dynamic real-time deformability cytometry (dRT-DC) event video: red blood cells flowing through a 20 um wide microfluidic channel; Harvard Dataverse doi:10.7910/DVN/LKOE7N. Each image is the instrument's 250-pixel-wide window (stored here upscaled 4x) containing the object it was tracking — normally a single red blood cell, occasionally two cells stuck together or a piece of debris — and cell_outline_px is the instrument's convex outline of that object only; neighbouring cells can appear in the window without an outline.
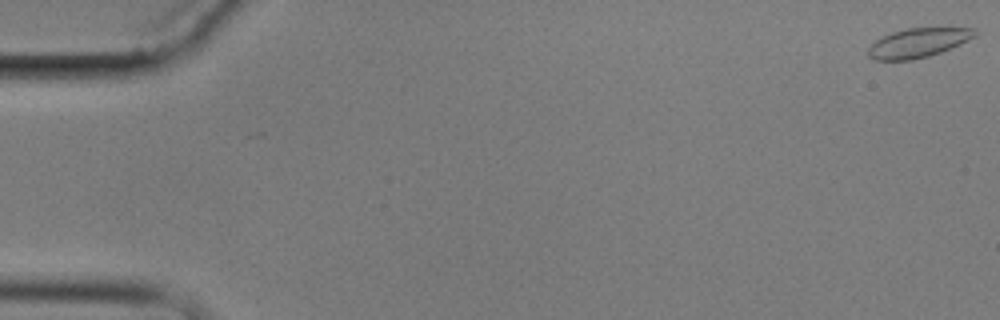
{"species": "common noctule bat (a hibernating species)", "species_latin": "Nyctalus noctula", "temperature_condition": "cold", "stored_images_in_passage": 5, "camera_frame_rate_fps": 3000, "um_per_image_px": 0.085, "animal": {"sex": "male", "body_mass_g": 17.9}, "frame": {"image": 1, "passage_image": 1, "time_ms": 0.0, "image_size_px": [1000, 320], "cell_outline_px": [[980, 32], [976, 36], [960, 44], [940, 52], [928, 56], [912, 60], [876, 60], [868, 56], [868, 48], [876, 40], [892, 32], [908, 28], [976, 28]], "centroid_in_image_um": [78.07, 3.64], "position_along_channel_um": 6.9, "area_um2": 18.09}}
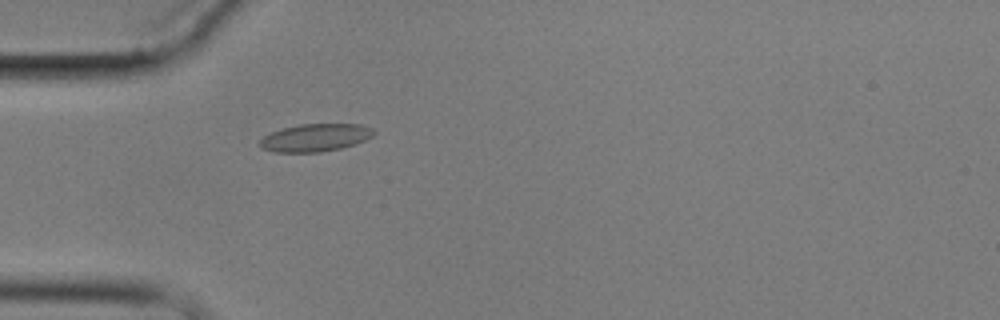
{"frame": {"image": 2, "passage_image": 5, "time_ms": 5.667, "image_size_px": [1000, 320], "cell_outline_px": [[376, 132], [372, 136], [364, 140], [340, 148], [320, 152], [276, 152], [260, 148], [260, 140], [264, 136], [272, 132], [284, 128], [300, 124], [360, 124], [372, 128]], "centroid_in_image_um": [26.79, 11.69], "position_along_channel_um": 58.2, "area_um2": 18.15}}